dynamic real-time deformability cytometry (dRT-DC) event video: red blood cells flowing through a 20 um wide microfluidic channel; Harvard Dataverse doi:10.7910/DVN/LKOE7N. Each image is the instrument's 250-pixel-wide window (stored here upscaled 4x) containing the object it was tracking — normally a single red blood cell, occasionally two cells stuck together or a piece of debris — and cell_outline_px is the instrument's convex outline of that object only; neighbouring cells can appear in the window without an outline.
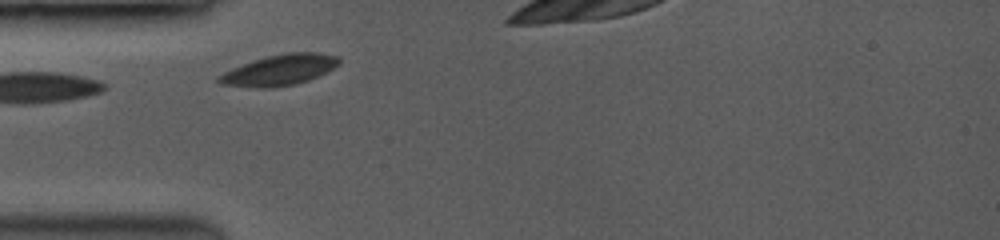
{"species": "common noctule bat (a hibernating species)", "species_latin": "Nyctalus noctula", "temperature_condition": "room temperature", "stored_images_in_passage": 13, "camera_frame_rate_fps": 3500, "um_per_image_px": 0.085, "animal": {"sex": "female", "body_mass_g": 19.0, "forearm_length_mm": 53.3}, "frame": {"image": 1, "passage_image": 4, "time_ms": 0.286, "image_size_px": [1000, 240], "cell_outline_px": [[340, 64], [308, 80], [292, 84], [268, 88], [220, 84], [216, 80], [216, 76], [232, 68], [268, 56], [284, 52], [320, 52], [336, 56], [340, 60]], "centroid_in_image_um": [23.74, 5.93], "position_along_channel_um": 61.3, "area_um2": 21.1}}
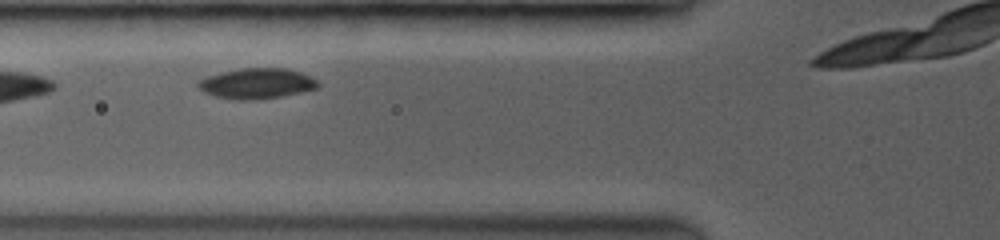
{"frame": {"image": 2, "passage_image": 12, "time_ms": 1.429, "image_size_px": [1000, 240], "cell_outline_px": [[320, 84], [316, 88], [280, 96], [240, 100], [216, 96], [200, 88], [196, 84], [200, 80], [208, 76], [240, 68], [284, 68], [300, 72], [316, 80]], "centroid_in_image_um": [21.83, 7.07], "position_along_channel_um": 104.0, "area_um2": 20.46}}